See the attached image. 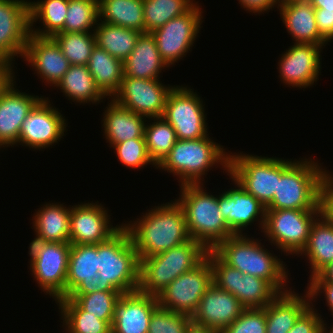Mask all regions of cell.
Returning a JSON list of instances; mask_svg holds the SVG:
<instances>
[{
	"instance_id": "obj_1",
	"label": "cell",
	"mask_w": 333,
	"mask_h": 333,
	"mask_svg": "<svg viewBox=\"0 0 333 333\" xmlns=\"http://www.w3.org/2000/svg\"><path fill=\"white\" fill-rule=\"evenodd\" d=\"M150 209L123 224L139 257L154 256L190 239L184 211L176 199Z\"/></svg>"
},
{
	"instance_id": "obj_2",
	"label": "cell",
	"mask_w": 333,
	"mask_h": 333,
	"mask_svg": "<svg viewBox=\"0 0 333 333\" xmlns=\"http://www.w3.org/2000/svg\"><path fill=\"white\" fill-rule=\"evenodd\" d=\"M247 234L233 235L222 241L213 251L230 267L241 273L269 281L280 293L288 286L290 273L283 259L265 248L262 240ZM287 269V270H286Z\"/></svg>"
},
{
	"instance_id": "obj_3",
	"label": "cell",
	"mask_w": 333,
	"mask_h": 333,
	"mask_svg": "<svg viewBox=\"0 0 333 333\" xmlns=\"http://www.w3.org/2000/svg\"><path fill=\"white\" fill-rule=\"evenodd\" d=\"M204 184L180 185L179 198L190 238L207 250H214L222 241L235 235L220 213L219 195L205 190Z\"/></svg>"
},
{
	"instance_id": "obj_4",
	"label": "cell",
	"mask_w": 333,
	"mask_h": 333,
	"mask_svg": "<svg viewBox=\"0 0 333 333\" xmlns=\"http://www.w3.org/2000/svg\"><path fill=\"white\" fill-rule=\"evenodd\" d=\"M206 136L196 140L177 139L168 155L156 167L177 177L183 184H204V175L213 166H221L228 175L230 153L220 144ZM210 169V170H209ZM204 181V182H202Z\"/></svg>"
},
{
	"instance_id": "obj_5",
	"label": "cell",
	"mask_w": 333,
	"mask_h": 333,
	"mask_svg": "<svg viewBox=\"0 0 333 333\" xmlns=\"http://www.w3.org/2000/svg\"><path fill=\"white\" fill-rule=\"evenodd\" d=\"M323 168L310 157L298 160L281 158V176L266 210L320 209L319 182Z\"/></svg>"
},
{
	"instance_id": "obj_6",
	"label": "cell",
	"mask_w": 333,
	"mask_h": 333,
	"mask_svg": "<svg viewBox=\"0 0 333 333\" xmlns=\"http://www.w3.org/2000/svg\"><path fill=\"white\" fill-rule=\"evenodd\" d=\"M97 251L101 291L125 294L138 290L140 259L124 226L109 240L98 243Z\"/></svg>"
},
{
	"instance_id": "obj_7",
	"label": "cell",
	"mask_w": 333,
	"mask_h": 333,
	"mask_svg": "<svg viewBox=\"0 0 333 333\" xmlns=\"http://www.w3.org/2000/svg\"><path fill=\"white\" fill-rule=\"evenodd\" d=\"M207 253L201 243L190 238L165 252L139 257L138 290L157 297L174 279L199 265Z\"/></svg>"
},
{
	"instance_id": "obj_8",
	"label": "cell",
	"mask_w": 333,
	"mask_h": 333,
	"mask_svg": "<svg viewBox=\"0 0 333 333\" xmlns=\"http://www.w3.org/2000/svg\"><path fill=\"white\" fill-rule=\"evenodd\" d=\"M228 152L227 176L267 206L273 200L277 179L281 176V158Z\"/></svg>"
},
{
	"instance_id": "obj_9",
	"label": "cell",
	"mask_w": 333,
	"mask_h": 333,
	"mask_svg": "<svg viewBox=\"0 0 333 333\" xmlns=\"http://www.w3.org/2000/svg\"><path fill=\"white\" fill-rule=\"evenodd\" d=\"M320 209L266 210L263 236L286 256H298L306 247L313 222Z\"/></svg>"
},
{
	"instance_id": "obj_10",
	"label": "cell",
	"mask_w": 333,
	"mask_h": 333,
	"mask_svg": "<svg viewBox=\"0 0 333 333\" xmlns=\"http://www.w3.org/2000/svg\"><path fill=\"white\" fill-rule=\"evenodd\" d=\"M71 244L69 242H41L29 244L30 272L38 287L55 302L66 297V279Z\"/></svg>"
},
{
	"instance_id": "obj_11",
	"label": "cell",
	"mask_w": 333,
	"mask_h": 333,
	"mask_svg": "<svg viewBox=\"0 0 333 333\" xmlns=\"http://www.w3.org/2000/svg\"><path fill=\"white\" fill-rule=\"evenodd\" d=\"M206 257L211 263L213 283L233 294L245 309L264 308L280 294L269 281L230 267L213 250H208Z\"/></svg>"
},
{
	"instance_id": "obj_12",
	"label": "cell",
	"mask_w": 333,
	"mask_h": 333,
	"mask_svg": "<svg viewBox=\"0 0 333 333\" xmlns=\"http://www.w3.org/2000/svg\"><path fill=\"white\" fill-rule=\"evenodd\" d=\"M203 103L194 88L185 85H175L169 92L162 117L173 127L177 139L196 140L209 135Z\"/></svg>"
},
{
	"instance_id": "obj_13",
	"label": "cell",
	"mask_w": 333,
	"mask_h": 333,
	"mask_svg": "<svg viewBox=\"0 0 333 333\" xmlns=\"http://www.w3.org/2000/svg\"><path fill=\"white\" fill-rule=\"evenodd\" d=\"M202 13L203 9L196 2L186 13L151 32L159 54L169 68L192 51L204 21Z\"/></svg>"
},
{
	"instance_id": "obj_14",
	"label": "cell",
	"mask_w": 333,
	"mask_h": 333,
	"mask_svg": "<svg viewBox=\"0 0 333 333\" xmlns=\"http://www.w3.org/2000/svg\"><path fill=\"white\" fill-rule=\"evenodd\" d=\"M213 284L211 263L206 257L194 269L174 279L158 296V305L168 311L192 316L202 296Z\"/></svg>"
},
{
	"instance_id": "obj_15",
	"label": "cell",
	"mask_w": 333,
	"mask_h": 333,
	"mask_svg": "<svg viewBox=\"0 0 333 333\" xmlns=\"http://www.w3.org/2000/svg\"><path fill=\"white\" fill-rule=\"evenodd\" d=\"M68 123L49 97H43L23 120L18 135V145L43 150L60 142Z\"/></svg>"
},
{
	"instance_id": "obj_16",
	"label": "cell",
	"mask_w": 333,
	"mask_h": 333,
	"mask_svg": "<svg viewBox=\"0 0 333 333\" xmlns=\"http://www.w3.org/2000/svg\"><path fill=\"white\" fill-rule=\"evenodd\" d=\"M161 79L125 77L112 99L120 106L147 119L163 116L169 92L175 85H164Z\"/></svg>"
},
{
	"instance_id": "obj_17",
	"label": "cell",
	"mask_w": 333,
	"mask_h": 333,
	"mask_svg": "<svg viewBox=\"0 0 333 333\" xmlns=\"http://www.w3.org/2000/svg\"><path fill=\"white\" fill-rule=\"evenodd\" d=\"M99 202H87L71 206L69 243L71 245L98 244L109 240L122 227L113 226L108 208Z\"/></svg>"
},
{
	"instance_id": "obj_18",
	"label": "cell",
	"mask_w": 333,
	"mask_h": 333,
	"mask_svg": "<svg viewBox=\"0 0 333 333\" xmlns=\"http://www.w3.org/2000/svg\"><path fill=\"white\" fill-rule=\"evenodd\" d=\"M322 45L294 43L278 62L280 81L291 88H310L319 80ZM320 71V72H319Z\"/></svg>"
},
{
	"instance_id": "obj_19",
	"label": "cell",
	"mask_w": 333,
	"mask_h": 333,
	"mask_svg": "<svg viewBox=\"0 0 333 333\" xmlns=\"http://www.w3.org/2000/svg\"><path fill=\"white\" fill-rule=\"evenodd\" d=\"M29 35V0H0V60L22 58Z\"/></svg>"
},
{
	"instance_id": "obj_20",
	"label": "cell",
	"mask_w": 333,
	"mask_h": 333,
	"mask_svg": "<svg viewBox=\"0 0 333 333\" xmlns=\"http://www.w3.org/2000/svg\"><path fill=\"white\" fill-rule=\"evenodd\" d=\"M228 179L232 180L234 187L219 193L220 213L226 220L228 228L235 235L248 234L244 232L248 229L247 227L258 221V228L262 232L265 223L266 206L253 195L246 192L230 176Z\"/></svg>"
},
{
	"instance_id": "obj_21",
	"label": "cell",
	"mask_w": 333,
	"mask_h": 333,
	"mask_svg": "<svg viewBox=\"0 0 333 333\" xmlns=\"http://www.w3.org/2000/svg\"><path fill=\"white\" fill-rule=\"evenodd\" d=\"M23 61L34 69L46 86L56 87L68 71L70 63L52 37L29 35Z\"/></svg>"
},
{
	"instance_id": "obj_22",
	"label": "cell",
	"mask_w": 333,
	"mask_h": 333,
	"mask_svg": "<svg viewBox=\"0 0 333 333\" xmlns=\"http://www.w3.org/2000/svg\"><path fill=\"white\" fill-rule=\"evenodd\" d=\"M245 310L239 300L228 291L218 288L214 283L202 296L191 316L193 323L221 333L230 326Z\"/></svg>"
},
{
	"instance_id": "obj_23",
	"label": "cell",
	"mask_w": 333,
	"mask_h": 333,
	"mask_svg": "<svg viewBox=\"0 0 333 333\" xmlns=\"http://www.w3.org/2000/svg\"><path fill=\"white\" fill-rule=\"evenodd\" d=\"M44 96L17 89L15 79L0 95V148L18 146L23 120Z\"/></svg>"
},
{
	"instance_id": "obj_24",
	"label": "cell",
	"mask_w": 333,
	"mask_h": 333,
	"mask_svg": "<svg viewBox=\"0 0 333 333\" xmlns=\"http://www.w3.org/2000/svg\"><path fill=\"white\" fill-rule=\"evenodd\" d=\"M158 307L157 297L139 290L122 294L115 304L111 333H148L150 318Z\"/></svg>"
},
{
	"instance_id": "obj_25",
	"label": "cell",
	"mask_w": 333,
	"mask_h": 333,
	"mask_svg": "<svg viewBox=\"0 0 333 333\" xmlns=\"http://www.w3.org/2000/svg\"><path fill=\"white\" fill-rule=\"evenodd\" d=\"M98 270L97 244L71 245L66 296L101 291Z\"/></svg>"
},
{
	"instance_id": "obj_26",
	"label": "cell",
	"mask_w": 333,
	"mask_h": 333,
	"mask_svg": "<svg viewBox=\"0 0 333 333\" xmlns=\"http://www.w3.org/2000/svg\"><path fill=\"white\" fill-rule=\"evenodd\" d=\"M277 11L293 43L328 45V42L319 34L315 8L304 2H279Z\"/></svg>"
},
{
	"instance_id": "obj_27",
	"label": "cell",
	"mask_w": 333,
	"mask_h": 333,
	"mask_svg": "<svg viewBox=\"0 0 333 333\" xmlns=\"http://www.w3.org/2000/svg\"><path fill=\"white\" fill-rule=\"evenodd\" d=\"M289 289L280 293L269 305L264 307L266 333H288L298 318L311 306L307 290L299 294Z\"/></svg>"
},
{
	"instance_id": "obj_28",
	"label": "cell",
	"mask_w": 333,
	"mask_h": 333,
	"mask_svg": "<svg viewBox=\"0 0 333 333\" xmlns=\"http://www.w3.org/2000/svg\"><path fill=\"white\" fill-rule=\"evenodd\" d=\"M102 117L103 136L109 147L133 138H145L147 119L117 104L112 98Z\"/></svg>"
},
{
	"instance_id": "obj_29",
	"label": "cell",
	"mask_w": 333,
	"mask_h": 333,
	"mask_svg": "<svg viewBox=\"0 0 333 333\" xmlns=\"http://www.w3.org/2000/svg\"><path fill=\"white\" fill-rule=\"evenodd\" d=\"M61 202H47L35 210L32 229L35 241L41 242H69V223L71 205Z\"/></svg>"
},
{
	"instance_id": "obj_30",
	"label": "cell",
	"mask_w": 333,
	"mask_h": 333,
	"mask_svg": "<svg viewBox=\"0 0 333 333\" xmlns=\"http://www.w3.org/2000/svg\"><path fill=\"white\" fill-rule=\"evenodd\" d=\"M169 67L162 60L151 33H142L128 58L123 62V75L140 79H160Z\"/></svg>"
},
{
	"instance_id": "obj_31",
	"label": "cell",
	"mask_w": 333,
	"mask_h": 333,
	"mask_svg": "<svg viewBox=\"0 0 333 333\" xmlns=\"http://www.w3.org/2000/svg\"><path fill=\"white\" fill-rule=\"evenodd\" d=\"M299 256H305L309 263V279L333 262V221L321 214L316 218L311 226L307 245L297 257Z\"/></svg>"
},
{
	"instance_id": "obj_32",
	"label": "cell",
	"mask_w": 333,
	"mask_h": 333,
	"mask_svg": "<svg viewBox=\"0 0 333 333\" xmlns=\"http://www.w3.org/2000/svg\"><path fill=\"white\" fill-rule=\"evenodd\" d=\"M56 88L60 89L69 101L79 105H99L106 98L96 87L87 65H70Z\"/></svg>"
},
{
	"instance_id": "obj_33",
	"label": "cell",
	"mask_w": 333,
	"mask_h": 333,
	"mask_svg": "<svg viewBox=\"0 0 333 333\" xmlns=\"http://www.w3.org/2000/svg\"><path fill=\"white\" fill-rule=\"evenodd\" d=\"M87 66L96 87L108 100L111 99L122 82L123 62L96 45Z\"/></svg>"
},
{
	"instance_id": "obj_34",
	"label": "cell",
	"mask_w": 333,
	"mask_h": 333,
	"mask_svg": "<svg viewBox=\"0 0 333 333\" xmlns=\"http://www.w3.org/2000/svg\"><path fill=\"white\" fill-rule=\"evenodd\" d=\"M67 7L68 0H37L34 2L29 0L30 34L38 37H53L61 32L65 24ZM37 21L41 22L42 28L35 27Z\"/></svg>"
},
{
	"instance_id": "obj_35",
	"label": "cell",
	"mask_w": 333,
	"mask_h": 333,
	"mask_svg": "<svg viewBox=\"0 0 333 333\" xmlns=\"http://www.w3.org/2000/svg\"><path fill=\"white\" fill-rule=\"evenodd\" d=\"M143 0H99V20L145 33Z\"/></svg>"
},
{
	"instance_id": "obj_36",
	"label": "cell",
	"mask_w": 333,
	"mask_h": 333,
	"mask_svg": "<svg viewBox=\"0 0 333 333\" xmlns=\"http://www.w3.org/2000/svg\"><path fill=\"white\" fill-rule=\"evenodd\" d=\"M142 32L98 21L94 29L96 45L124 62L134 49Z\"/></svg>"
},
{
	"instance_id": "obj_37",
	"label": "cell",
	"mask_w": 333,
	"mask_h": 333,
	"mask_svg": "<svg viewBox=\"0 0 333 333\" xmlns=\"http://www.w3.org/2000/svg\"><path fill=\"white\" fill-rule=\"evenodd\" d=\"M65 333H111V324L84 311L74 300L60 298L55 302Z\"/></svg>"
},
{
	"instance_id": "obj_38",
	"label": "cell",
	"mask_w": 333,
	"mask_h": 333,
	"mask_svg": "<svg viewBox=\"0 0 333 333\" xmlns=\"http://www.w3.org/2000/svg\"><path fill=\"white\" fill-rule=\"evenodd\" d=\"M148 120L144 133L147 152L158 166L176 143L177 137L173 127L163 117Z\"/></svg>"
},
{
	"instance_id": "obj_39",
	"label": "cell",
	"mask_w": 333,
	"mask_h": 333,
	"mask_svg": "<svg viewBox=\"0 0 333 333\" xmlns=\"http://www.w3.org/2000/svg\"><path fill=\"white\" fill-rule=\"evenodd\" d=\"M195 0H143L145 33L165 25L169 20L186 13Z\"/></svg>"
},
{
	"instance_id": "obj_40",
	"label": "cell",
	"mask_w": 333,
	"mask_h": 333,
	"mask_svg": "<svg viewBox=\"0 0 333 333\" xmlns=\"http://www.w3.org/2000/svg\"><path fill=\"white\" fill-rule=\"evenodd\" d=\"M52 38L70 65H87L96 46L94 32H59Z\"/></svg>"
},
{
	"instance_id": "obj_41",
	"label": "cell",
	"mask_w": 333,
	"mask_h": 333,
	"mask_svg": "<svg viewBox=\"0 0 333 333\" xmlns=\"http://www.w3.org/2000/svg\"><path fill=\"white\" fill-rule=\"evenodd\" d=\"M98 21L99 0H68L65 24L61 32H94Z\"/></svg>"
},
{
	"instance_id": "obj_42",
	"label": "cell",
	"mask_w": 333,
	"mask_h": 333,
	"mask_svg": "<svg viewBox=\"0 0 333 333\" xmlns=\"http://www.w3.org/2000/svg\"><path fill=\"white\" fill-rule=\"evenodd\" d=\"M121 295L119 291H97L89 294H68L65 298L74 300L84 311L112 325L115 304Z\"/></svg>"
},
{
	"instance_id": "obj_43",
	"label": "cell",
	"mask_w": 333,
	"mask_h": 333,
	"mask_svg": "<svg viewBox=\"0 0 333 333\" xmlns=\"http://www.w3.org/2000/svg\"><path fill=\"white\" fill-rule=\"evenodd\" d=\"M112 148L115 149L117 160L127 168L138 170L147 167L148 164L157 167L147 152L145 138L129 139L115 144Z\"/></svg>"
},
{
	"instance_id": "obj_44",
	"label": "cell",
	"mask_w": 333,
	"mask_h": 333,
	"mask_svg": "<svg viewBox=\"0 0 333 333\" xmlns=\"http://www.w3.org/2000/svg\"><path fill=\"white\" fill-rule=\"evenodd\" d=\"M191 316L158 307L150 318L148 333H185Z\"/></svg>"
},
{
	"instance_id": "obj_45",
	"label": "cell",
	"mask_w": 333,
	"mask_h": 333,
	"mask_svg": "<svg viewBox=\"0 0 333 333\" xmlns=\"http://www.w3.org/2000/svg\"><path fill=\"white\" fill-rule=\"evenodd\" d=\"M221 333H266L265 309H245L240 316Z\"/></svg>"
},
{
	"instance_id": "obj_46",
	"label": "cell",
	"mask_w": 333,
	"mask_h": 333,
	"mask_svg": "<svg viewBox=\"0 0 333 333\" xmlns=\"http://www.w3.org/2000/svg\"><path fill=\"white\" fill-rule=\"evenodd\" d=\"M326 169V167L323 169L320 176L319 207L320 214L333 221V173Z\"/></svg>"
},
{
	"instance_id": "obj_47",
	"label": "cell",
	"mask_w": 333,
	"mask_h": 333,
	"mask_svg": "<svg viewBox=\"0 0 333 333\" xmlns=\"http://www.w3.org/2000/svg\"><path fill=\"white\" fill-rule=\"evenodd\" d=\"M315 306V304H311L288 333H322L323 323L326 320H323Z\"/></svg>"
},
{
	"instance_id": "obj_48",
	"label": "cell",
	"mask_w": 333,
	"mask_h": 333,
	"mask_svg": "<svg viewBox=\"0 0 333 333\" xmlns=\"http://www.w3.org/2000/svg\"><path fill=\"white\" fill-rule=\"evenodd\" d=\"M306 290L309 294L311 304L316 301V299L320 298V295L325 296L324 300H326V305L331 311V315L333 316V283L330 282H308L306 286Z\"/></svg>"
},
{
	"instance_id": "obj_49",
	"label": "cell",
	"mask_w": 333,
	"mask_h": 333,
	"mask_svg": "<svg viewBox=\"0 0 333 333\" xmlns=\"http://www.w3.org/2000/svg\"><path fill=\"white\" fill-rule=\"evenodd\" d=\"M315 19L319 34L331 43L333 40V11L315 8Z\"/></svg>"
},
{
	"instance_id": "obj_50",
	"label": "cell",
	"mask_w": 333,
	"mask_h": 333,
	"mask_svg": "<svg viewBox=\"0 0 333 333\" xmlns=\"http://www.w3.org/2000/svg\"><path fill=\"white\" fill-rule=\"evenodd\" d=\"M240 6L244 8L245 11L249 13H253L255 15L264 14L265 12H269L270 9L272 10L274 7L278 8L279 0H238ZM257 13V14H256Z\"/></svg>"
},
{
	"instance_id": "obj_51",
	"label": "cell",
	"mask_w": 333,
	"mask_h": 333,
	"mask_svg": "<svg viewBox=\"0 0 333 333\" xmlns=\"http://www.w3.org/2000/svg\"><path fill=\"white\" fill-rule=\"evenodd\" d=\"M16 78L14 64L0 60V95Z\"/></svg>"
},
{
	"instance_id": "obj_52",
	"label": "cell",
	"mask_w": 333,
	"mask_h": 333,
	"mask_svg": "<svg viewBox=\"0 0 333 333\" xmlns=\"http://www.w3.org/2000/svg\"><path fill=\"white\" fill-rule=\"evenodd\" d=\"M308 282H330L333 283V262L324 267L316 276Z\"/></svg>"
},
{
	"instance_id": "obj_53",
	"label": "cell",
	"mask_w": 333,
	"mask_h": 333,
	"mask_svg": "<svg viewBox=\"0 0 333 333\" xmlns=\"http://www.w3.org/2000/svg\"><path fill=\"white\" fill-rule=\"evenodd\" d=\"M185 333H219V332L191 322Z\"/></svg>"
},
{
	"instance_id": "obj_54",
	"label": "cell",
	"mask_w": 333,
	"mask_h": 333,
	"mask_svg": "<svg viewBox=\"0 0 333 333\" xmlns=\"http://www.w3.org/2000/svg\"><path fill=\"white\" fill-rule=\"evenodd\" d=\"M314 8H323L325 11H333V0H311Z\"/></svg>"
},
{
	"instance_id": "obj_55",
	"label": "cell",
	"mask_w": 333,
	"mask_h": 333,
	"mask_svg": "<svg viewBox=\"0 0 333 333\" xmlns=\"http://www.w3.org/2000/svg\"><path fill=\"white\" fill-rule=\"evenodd\" d=\"M327 325H328L327 322L324 321V323H323V333H333V324L330 325V327H329V325L328 326Z\"/></svg>"
},
{
	"instance_id": "obj_56",
	"label": "cell",
	"mask_w": 333,
	"mask_h": 333,
	"mask_svg": "<svg viewBox=\"0 0 333 333\" xmlns=\"http://www.w3.org/2000/svg\"><path fill=\"white\" fill-rule=\"evenodd\" d=\"M279 2H304V3H310L311 0H279Z\"/></svg>"
}]
</instances>
